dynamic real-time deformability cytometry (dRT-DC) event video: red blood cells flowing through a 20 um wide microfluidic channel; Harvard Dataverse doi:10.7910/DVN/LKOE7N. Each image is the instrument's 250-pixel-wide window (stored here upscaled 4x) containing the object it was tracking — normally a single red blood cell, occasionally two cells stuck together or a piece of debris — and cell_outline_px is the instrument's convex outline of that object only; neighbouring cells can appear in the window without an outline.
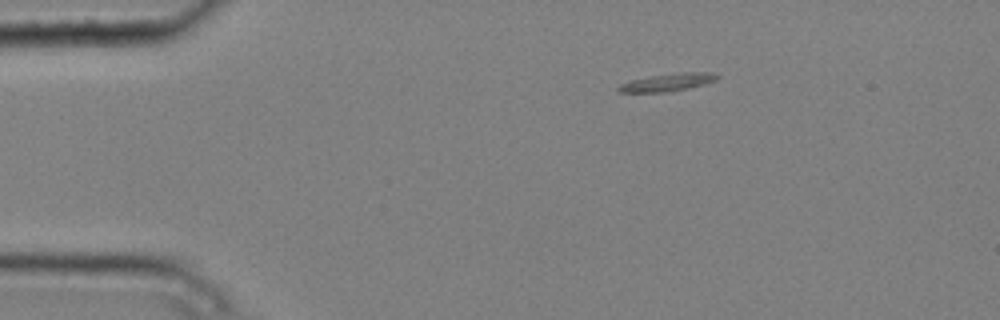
{"species": "common noctule bat (a hibernating species)", "species_latin": "Nyctalus noctula", "temperature_condition": "cold", "stored_images_in_passage": 6, "camera_frame_rate_fps": 3000, "um_per_image_px": 0.085, "animal": {"sex": "male", "body_mass_g": 20.4}, "frame": {"image": 1, "passage_image": 3, "time_ms": 0.667, "image_size_px": [1000, 320], "cell_outline_px": [[720, 76], [716, 80], [704, 84], [672, 92], [620, 92], [616, 88], [620, 84], [632, 80], [652, 76], [684, 72], [708, 72]], "centroid_in_image_um": [56.76, 7.01], "position_along_channel_um": 28.2, "area_um2": 10.0}}
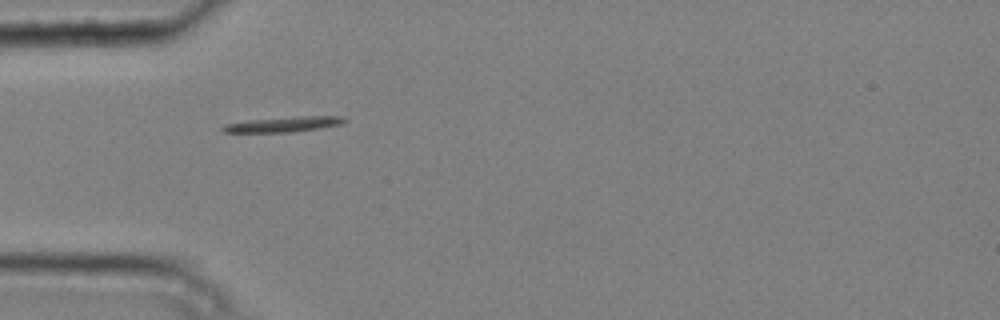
{"frame": {"image": 2, "passage_image": 5, "time_ms": 1.333, "image_size_px": [1000, 320], "cell_outline_px": [[348, 120], [340, 124], [320, 128], [292, 132], [224, 132], [220, 128], [224, 124], [248, 120], [296, 116], [340, 116]], "centroid_in_image_um": [24.09, 10.56], "position_along_channel_um": 60.9, "area_um2": 10.75}}